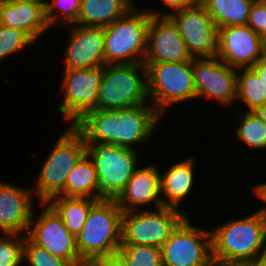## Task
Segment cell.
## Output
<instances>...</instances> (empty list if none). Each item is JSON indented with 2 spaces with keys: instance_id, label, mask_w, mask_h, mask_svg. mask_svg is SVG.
<instances>
[{
  "instance_id": "cell-1",
  "label": "cell",
  "mask_w": 266,
  "mask_h": 266,
  "mask_svg": "<svg viewBox=\"0 0 266 266\" xmlns=\"http://www.w3.org/2000/svg\"><path fill=\"white\" fill-rule=\"evenodd\" d=\"M162 118L155 107L147 102L131 108L91 110L73 127L85 142H108L137 149L135 145L139 147L152 139Z\"/></svg>"
},
{
  "instance_id": "cell-2",
  "label": "cell",
  "mask_w": 266,
  "mask_h": 266,
  "mask_svg": "<svg viewBox=\"0 0 266 266\" xmlns=\"http://www.w3.org/2000/svg\"><path fill=\"white\" fill-rule=\"evenodd\" d=\"M212 258L220 261L252 262L266 255V210L232 218L211 229Z\"/></svg>"
},
{
  "instance_id": "cell-3",
  "label": "cell",
  "mask_w": 266,
  "mask_h": 266,
  "mask_svg": "<svg viewBox=\"0 0 266 266\" xmlns=\"http://www.w3.org/2000/svg\"><path fill=\"white\" fill-rule=\"evenodd\" d=\"M123 211L115 199L98 200L76 237L80 259L86 264L96 256L118 252L121 247Z\"/></svg>"
},
{
  "instance_id": "cell-4",
  "label": "cell",
  "mask_w": 266,
  "mask_h": 266,
  "mask_svg": "<svg viewBox=\"0 0 266 266\" xmlns=\"http://www.w3.org/2000/svg\"><path fill=\"white\" fill-rule=\"evenodd\" d=\"M68 127L52 145L32 184L34 188L31 186L38 203L48 202L64 189L67 175L86 154L83 136L73 126Z\"/></svg>"
},
{
  "instance_id": "cell-5",
  "label": "cell",
  "mask_w": 266,
  "mask_h": 266,
  "mask_svg": "<svg viewBox=\"0 0 266 266\" xmlns=\"http://www.w3.org/2000/svg\"><path fill=\"white\" fill-rule=\"evenodd\" d=\"M135 6L104 27L105 65L141 64L147 51L150 14Z\"/></svg>"
},
{
  "instance_id": "cell-6",
  "label": "cell",
  "mask_w": 266,
  "mask_h": 266,
  "mask_svg": "<svg viewBox=\"0 0 266 266\" xmlns=\"http://www.w3.org/2000/svg\"><path fill=\"white\" fill-rule=\"evenodd\" d=\"M85 143L86 154L92 160L98 178L99 200L116 199L140 167L139 149L108 142Z\"/></svg>"
},
{
  "instance_id": "cell-7",
  "label": "cell",
  "mask_w": 266,
  "mask_h": 266,
  "mask_svg": "<svg viewBox=\"0 0 266 266\" xmlns=\"http://www.w3.org/2000/svg\"><path fill=\"white\" fill-rule=\"evenodd\" d=\"M143 64L147 70L148 98L162 116L172 106L197 100L192 60Z\"/></svg>"
},
{
  "instance_id": "cell-8",
  "label": "cell",
  "mask_w": 266,
  "mask_h": 266,
  "mask_svg": "<svg viewBox=\"0 0 266 266\" xmlns=\"http://www.w3.org/2000/svg\"><path fill=\"white\" fill-rule=\"evenodd\" d=\"M147 70L141 64L104 65L97 109H122L147 104Z\"/></svg>"
},
{
  "instance_id": "cell-9",
  "label": "cell",
  "mask_w": 266,
  "mask_h": 266,
  "mask_svg": "<svg viewBox=\"0 0 266 266\" xmlns=\"http://www.w3.org/2000/svg\"><path fill=\"white\" fill-rule=\"evenodd\" d=\"M155 209V210H154ZM123 212L121 244L160 248L189 214L172 207Z\"/></svg>"
},
{
  "instance_id": "cell-10",
  "label": "cell",
  "mask_w": 266,
  "mask_h": 266,
  "mask_svg": "<svg viewBox=\"0 0 266 266\" xmlns=\"http://www.w3.org/2000/svg\"><path fill=\"white\" fill-rule=\"evenodd\" d=\"M62 70L60 91L63 96L57 111L73 126L87 112L97 109L104 65Z\"/></svg>"
},
{
  "instance_id": "cell-11",
  "label": "cell",
  "mask_w": 266,
  "mask_h": 266,
  "mask_svg": "<svg viewBox=\"0 0 266 266\" xmlns=\"http://www.w3.org/2000/svg\"><path fill=\"white\" fill-rule=\"evenodd\" d=\"M191 222L187 216L160 247L162 266H210L211 230Z\"/></svg>"
},
{
  "instance_id": "cell-12",
  "label": "cell",
  "mask_w": 266,
  "mask_h": 266,
  "mask_svg": "<svg viewBox=\"0 0 266 266\" xmlns=\"http://www.w3.org/2000/svg\"><path fill=\"white\" fill-rule=\"evenodd\" d=\"M38 205L40 212L36 215L34 209L26 236L53 256L67 260L72 266H85L77 251L76 238L65 227L61 217L47 202Z\"/></svg>"
},
{
  "instance_id": "cell-13",
  "label": "cell",
  "mask_w": 266,
  "mask_h": 266,
  "mask_svg": "<svg viewBox=\"0 0 266 266\" xmlns=\"http://www.w3.org/2000/svg\"><path fill=\"white\" fill-rule=\"evenodd\" d=\"M167 17L179 31L191 58H209L217 55L218 28L199 2Z\"/></svg>"
},
{
  "instance_id": "cell-14",
  "label": "cell",
  "mask_w": 266,
  "mask_h": 266,
  "mask_svg": "<svg viewBox=\"0 0 266 266\" xmlns=\"http://www.w3.org/2000/svg\"><path fill=\"white\" fill-rule=\"evenodd\" d=\"M192 69L197 98H212L225 107L237 103V69L223 63L217 56L192 58Z\"/></svg>"
},
{
  "instance_id": "cell-15",
  "label": "cell",
  "mask_w": 266,
  "mask_h": 266,
  "mask_svg": "<svg viewBox=\"0 0 266 266\" xmlns=\"http://www.w3.org/2000/svg\"><path fill=\"white\" fill-rule=\"evenodd\" d=\"M264 39L248 25L218 29L217 57L235 69L252 68L264 57Z\"/></svg>"
},
{
  "instance_id": "cell-16",
  "label": "cell",
  "mask_w": 266,
  "mask_h": 266,
  "mask_svg": "<svg viewBox=\"0 0 266 266\" xmlns=\"http://www.w3.org/2000/svg\"><path fill=\"white\" fill-rule=\"evenodd\" d=\"M64 47L63 69L91 68L105 65L104 27L71 24Z\"/></svg>"
},
{
  "instance_id": "cell-17",
  "label": "cell",
  "mask_w": 266,
  "mask_h": 266,
  "mask_svg": "<svg viewBox=\"0 0 266 266\" xmlns=\"http://www.w3.org/2000/svg\"><path fill=\"white\" fill-rule=\"evenodd\" d=\"M192 58L176 26L168 17L150 16L143 63L188 62Z\"/></svg>"
},
{
  "instance_id": "cell-18",
  "label": "cell",
  "mask_w": 266,
  "mask_h": 266,
  "mask_svg": "<svg viewBox=\"0 0 266 266\" xmlns=\"http://www.w3.org/2000/svg\"><path fill=\"white\" fill-rule=\"evenodd\" d=\"M34 198L31 187L21 188L0 181L1 233L27 234L36 204Z\"/></svg>"
},
{
  "instance_id": "cell-19",
  "label": "cell",
  "mask_w": 266,
  "mask_h": 266,
  "mask_svg": "<svg viewBox=\"0 0 266 266\" xmlns=\"http://www.w3.org/2000/svg\"><path fill=\"white\" fill-rule=\"evenodd\" d=\"M157 167L156 163H151L133 173L125 189L115 199L123 212L153 210L150 204L156 209L163 206L160 195L161 171Z\"/></svg>"
},
{
  "instance_id": "cell-20",
  "label": "cell",
  "mask_w": 266,
  "mask_h": 266,
  "mask_svg": "<svg viewBox=\"0 0 266 266\" xmlns=\"http://www.w3.org/2000/svg\"><path fill=\"white\" fill-rule=\"evenodd\" d=\"M0 25L23 30L36 42L51 29L45 19V0L0 4Z\"/></svg>"
},
{
  "instance_id": "cell-21",
  "label": "cell",
  "mask_w": 266,
  "mask_h": 266,
  "mask_svg": "<svg viewBox=\"0 0 266 266\" xmlns=\"http://www.w3.org/2000/svg\"><path fill=\"white\" fill-rule=\"evenodd\" d=\"M194 161L192 156L184 158L183 161L171 164L166 171L160 173V195L163 206L180 209L181 203L192 194L196 184Z\"/></svg>"
},
{
  "instance_id": "cell-22",
  "label": "cell",
  "mask_w": 266,
  "mask_h": 266,
  "mask_svg": "<svg viewBox=\"0 0 266 266\" xmlns=\"http://www.w3.org/2000/svg\"><path fill=\"white\" fill-rule=\"evenodd\" d=\"M135 0H82L77 21L81 26L105 27L132 10Z\"/></svg>"
},
{
  "instance_id": "cell-23",
  "label": "cell",
  "mask_w": 266,
  "mask_h": 266,
  "mask_svg": "<svg viewBox=\"0 0 266 266\" xmlns=\"http://www.w3.org/2000/svg\"><path fill=\"white\" fill-rule=\"evenodd\" d=\"M58 195L65 197H87L99 200L96 170L87 154L69 172L64 189Z\"/></svg>"
},
{
  "instance_id": "cell-24",
  "label": "cell",
  "mask_w": 266,
  "mask_h": 266,
  "mask_svg": "<svg viewBox=\"0 0 266 266\" xmlns=\"http://www.w3.org/2000/svg\"><path fill=\"white\" fill-rule=\"evenodd\" d=\"M255 0H199L217 28L247 25Z\"/></svg>"
},
{
  "instance_id": "cell-25",
  "label": "cell",
  "mask_w": 266,
  "mask_h": 266,
  "mask_svg": "<svg viewBox=\"0 0 266 266\" xmlns=\"http://www.w3.org/2000/svg\"><path fill=\"white\" fill-rule=\"evenodd\" d=\"M98 200L87 197L54 196L47 203L61 217L68 231L76 238L88 216L91 207Z\"/></svg>"
},
{
  "instance_id": "cell-26",
  "label": "cell",
  "mask_w": 266,
  "mask_h": 266,
  "mask_svg": "<svg viewBox=\"0 0 266 266\" xmlns=\"http://www.w3.org/2000/svg\"><path fill=\"white\" fill-rule=\"evenodd\" d=\"M236 101L244 103V111H254L266 103L265 86L252 68L237 69Z\"/></svg>"
},
{
  "instance_id": "cell-27",
  "label": "cell",
  "mask_w": 266,
  "mask_h": 266,
  "mask_svg": "<svg viewBox=\"0 0 266 266\" xmlns=\"http://www.w3.org/2000/svg\"><path fill=\"white\" fill-rule=\"evenodd\" d=\"M236 139L250 149L266 150V125L253 111H243L237 115Z\"/></svg>"
},
{
  "instance_id": "cell-28",
  "label": "cell",
  "mask_w": 266,
  "mask_h": 266,
  "mask_svg": "<svg viewBox=\"0 0 266 266\" xmlns=\"http://www.w3.org/2000/svg\"><path fill=\"white\" fill-rule=\"evenodd\" d=\"M79 12L80 2L77 0H45V19L50 28H56L58 24H74Z\"/></svg>"
},
{
  "instance_id": "cell-29",
  "label": "cell",
  "mask_w": 266,
  "mask_h": 266,
  "mask_svg": "<svg viewBox=\"0 0 266 266\" xmlns=\"http://www.w3.org/2000/svg\"><path fill=\"white\" fill-rule=\"evenodd\" d=\"M118 252L127 266H162L161 249L155 246L121 244Z\"/></svg>"
},
{
  "instance_id": "cell-30",
  "label": "cell",
  "mask_w": 266,
  "mask_h": 266,
  "mask_svg": "<svg viewBox=\"0 0 266 266\" xmlns=\"http://www.w3.org/2000/svg\"><path fill=\"white\" fill-rule=\"evenodd\" d=\"M29 45H35V41L23 30L0 25V61Z\"/></svg>"
},
{
  "instance_id": "cell-31",
  "label": "cell",
  "mask_w": 266,
  "mask_h": 266,
  "mask_svg": "<svg viewBox=\"0 0 266 266\" xmlns=\"http://www.w3.org/2000/svg\"><path fill=\"white\" fill-rule=\"evenodd\" d=\"M26 235L5 234L0 237V266H22Z\"/></svg>"
},
{
  "instance_id": "cell-32",
  "label": "cell",
  "mask_w": 266,
  "mask_h": 266,
  "mask_svg": "<svg viewBox=\"0 0 266 266\" xmlns=\"http://www.w3.org/2000/svg\"><path fill=\"white\" fill-rule=\"evenodd\" d=\"M24 261L27 266H72L67 260L53 256L46 249L33 243L27 236L23 246Z\"/></svg>"
},
{
  "instance_id": "cell-33",
  "label": "cell",
  "mask_w": 266,
  "mask_h": 266,
  "mask_svg": "<svg viewBox=\"0 0 266 266\" xmlns=\"http://www.w3.org/2000/svg\"><path fill=\"white\" fill-rule=\"evenodd\" d=\"M247 25L261 38H266V6L256 0L251 6Z\"/></svg>"
},
{
  "instance_id": "cell-34",
  "label": "cell",
  "mask_w": 266,
  "mask_h": 266,
  "mask_svg": "<svg viewBox=\"0 0 266 266\" xmlns=\"http://www.w3.org/2000/svg\"><path fill=\"white\" fill-rule=\"evenodd\" d=\"M161 2L164 3L163 5L167 7L168 10L172 11H166L163 13L162 10L159 12V10H155L154 8H151L146 11L154 17H167L173 12L195 6L199 2V0H161Z\"/></svg>"
},
{
  "instance_id": "cell-35",
  "label": "cell",
  "mask_w": 266,
  "mask_h": 266,
  "mask_svg": "<svg viewBox=\"0 0 266 266\" xmlns=\"http://www.w3.org/2000/svg\"><path fill=\"white\" fill-rule=\"evenodd\" d=\"M85 266H127L123 256L119 253H112L96 256L90 259Z\"/></svg>"
},
{
  "instance_id": "cell-36",
  "label": "cell",
  "mask_w": 266,
  "mask_h": 266,
  "mask_svg": "<svg viewBox=\"0 0 266 266\" xmlns=\"http://www.w3.org/2000/svg\"><path fill=\"white\" fill-rule=\"evenodd\" d=\"M252 69L257 73L260 80L263 82L266 89V58L263 57L258 60L252 67Z\"/></svg>"
},
{
  "instance_id": "cell-37",
  "label": "cell",
  "mask_w": 266,
  "mask_h": 266,
  "mask_svg": "<svg viewBox=\"0 0 266 266\" xmlns=\"http://www.w3.org/2000/svg\"><path fill=\"white\" fill-rule=\"evenodd\" d=\"M252 189L256 198L265 203L263 204V207L266 210V183L256 184Z\"/></svg>"
},
{
  "instance_id": "cell-38",
  "label": "cell",
  "mask_w": 266,
  "mask_h": 266,
  "mask_svg": "<svg viewBox=\"0 0 266 266\" xmlns=\"http://www.w3.org/2000/svg\"><path fill=\"white\" fill-rule=\"evenodd\" d=\"M210 266H248V262L220 261L212 258Z\"/></svg>"
},
{
  "instance_id": "cell-39",
  "label": "cell",
  "mask_w": 266,
  "mask_h": 266,
  "mask_svg": "<svg viewBox=\"0 0 266 266\" xmlns=\"http://www.w3.org/2000/svg\"><path fill=\"white\" fill-rule=\"evenodd\" d=\"M255 115H257L266 125V103L262 106H259L254 111Z\"/></svg>"
},
{
  "instance_id": "cell-40",
  "label": "cell",
  "mask_w": 266,
  "mask_h": 266,
  "mask_svg": "<svg viewBox=\"0 0 266 266\" xmlns=\"http://www.w3.org/2000/svg\"><path fill=\"white\" fill-rule=\"evenodd\" d=\"M248 266H266V261L264 259L258 261L248 262Z\"/></svg>"
},
{
  "instance_id": "cell-41",
  "label": "cell",
  "mask_w": 266,
  "mask_h": 266,
  "mask_svg": "<svg viewBox=\"0 0 266 266\" xmlns=\"http://www.w3.org/2000/svg\"><path fill=\"white\" fill-rule=\"evenodd\" d=\"M24 0H0V4H14Z\"/></svg>"
},
{
  "instance_id": "cell-42",
  "label": "cell",
  "mask_w": 266,
  "mask_h": 266,
  "mask_svg": "<svg viewBox=\"0 0 266 266\" xmlns=\"http://www.w3.org/2000/svg\"><path fill=\"white\" fill-rule=\"evenodd\" d=\"M263 47H264V57L266 58V38H264Z\"/></svg>"
},
{
  "instance_id": "cell-43",
  "label": "cell",
  "mask_w": 266,
  "mask_h": 266,
  "mask_svg": "<svg viewBox=\"0 0 266 266\" xmlns=\"http://www.w3.org/2000/svg\"><path fill=\"white\" fill-rule=\"evenodd\" d=\"M257 2H259L260 4L262 5H265L266 6V0H256Z\"/></svg>"
}]
</instances>
